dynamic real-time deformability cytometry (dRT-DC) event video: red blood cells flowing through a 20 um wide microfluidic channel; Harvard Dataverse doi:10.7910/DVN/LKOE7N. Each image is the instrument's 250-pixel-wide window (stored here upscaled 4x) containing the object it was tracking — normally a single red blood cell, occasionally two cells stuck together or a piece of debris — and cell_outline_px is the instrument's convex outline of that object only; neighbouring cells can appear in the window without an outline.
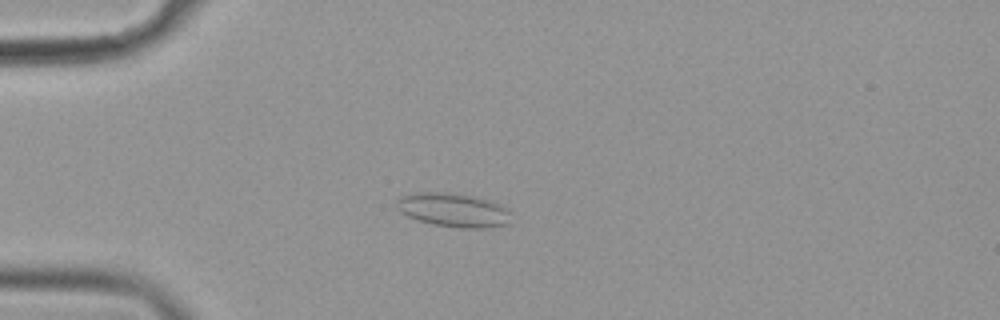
{"species": "common noctule bat (a hibernating species)", "species_latin": "Nyctalus noctula", "temperature_condition": "cold", "stored_images_in_passage": 57, "camera_frame_rate_fps": 3000, "um_per_image_px": 0.085, "animal": {"sex": "female", "body_mass_g": 19.9}, "frame": {"image": 1, "passage_image": 16, "time_ms": 5.0, "image_size_px": [1000, 320], "cell_outline_px": [[508, 224], [488, 228], [460, 228], [432, 224], [416, 220], [400, 212], [396, 208], [396, 200], [400, 196], [412, 192], [444, 192], [472, 196], [488, 200], [500, 204], [508, 212]], "centroid_in_image_um": [38.45, 17.85], "position_along_channel_um": 46.5, "area_um2": 22.6}}
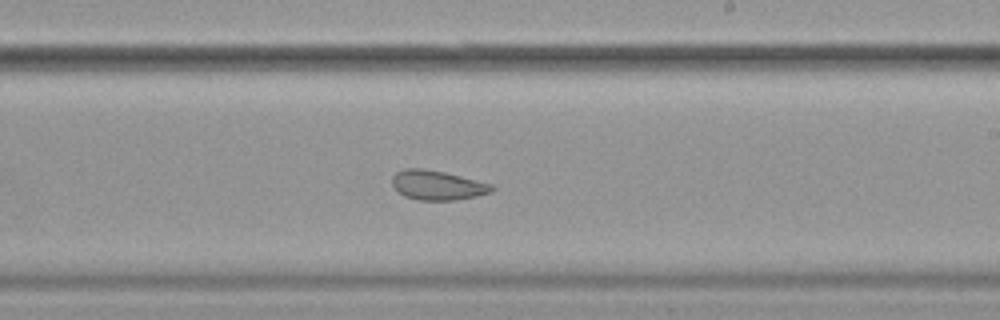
{"frame": {"image": 2, "passage_image": 35, "time_ms": 11.333, "image_size_px": [1000, 320], "cell_outline_px": [[496, 188], [492, 192], [476, 196], [456, 200], [416, 200], [404, 196], [392, 184], [392, 176], [396, 172], [404, 168], [420, 168], [444, 172], [492, 184]], "centroid_in_image_um": [37.18, 15.74], "position_along_channel_um": 251.8, "area_um2": 17.11}}
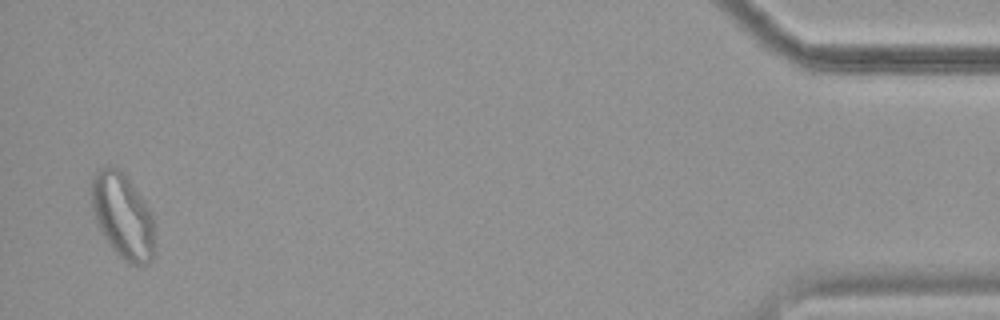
{"frame": {"image": 3, "passage_image": 56, "time_ms": 18.333, "image_size_px": [1000, 320], "cell_outline_px": [[152, 260], [148, 264], [128, 264], [108, 244], [96, 224], [92, 208], [92, 176], [100, 168], [116, 168], [128, 176], [144, 200], [152, 216]], "centroid_in_image_um": [10.4, 18.35], "position_along_channel_um": 424.8, "area_um2": 30.92}, "authors_computed_cell_mechanics": {"area_um2": 21.8484, "velocity_mm_per_s": 3.5822, "shape_relaxation_time_tau1_ms": null, "shape_relaxation_time_tau2_ms": 1.6433, "deformation_change_tau1": null, "deformation_change_tau2": 0.0591}}